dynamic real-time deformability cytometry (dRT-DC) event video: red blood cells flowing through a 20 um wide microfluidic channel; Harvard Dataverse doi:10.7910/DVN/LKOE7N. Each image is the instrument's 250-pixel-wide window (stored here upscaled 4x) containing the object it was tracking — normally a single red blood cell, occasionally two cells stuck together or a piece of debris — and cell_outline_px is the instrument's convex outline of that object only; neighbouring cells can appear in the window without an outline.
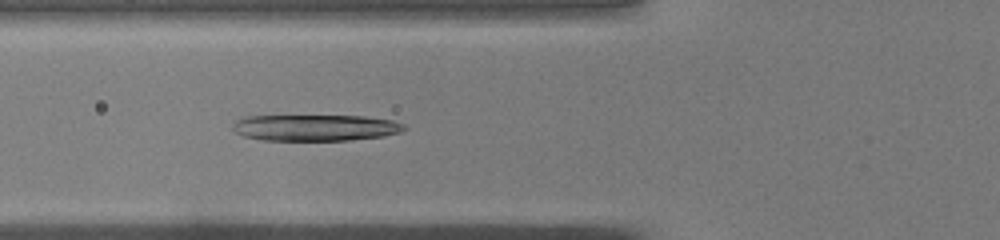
{"species": "common noctule bat (a hibernating species)", "species_latin": "Nyctalus noctula", "temperature_condition": "warm", "stored_images_in_passage": 46, "camera_frame_rate_fps": 3000, "um_per_image_px": 0.085, "animal": {"sex": "male", "body_mass_g": 19.0, "forearm_length_mm": 50.8}, "frame": {"image": 1, "passage_image": 15, "time_ms": 4.667, "image_size_px": [1000, 240], "cell_outline_px": [[408, 128], [400, 132], [384, 136], [352, 140], [260, 140], [244, 136], [232, 132], [232, 124], [236, 120], [244, 116], [364, 116], [392, 120], [404, 124]], "centroid_in_image_um": [26.78, 10.85], "position_along_channel_um": 99.0, "area_um2": 26.53}}
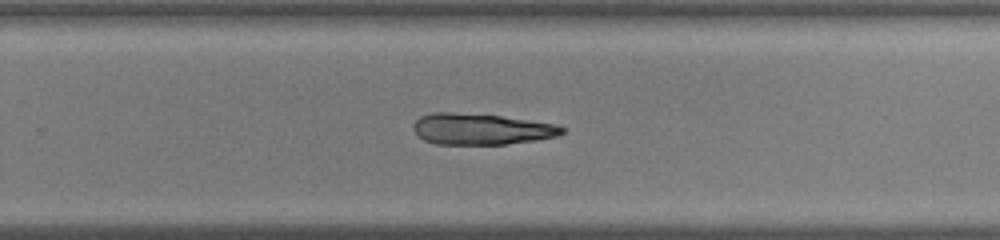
{"frame": {"image": 2, "passage_image": 29, "time_ms": 9.333, "image_size_px": [1000, 240], "cell_outline_px": [[564, 132], [556, 136], [536, 140], [504, 144], [436, 144], [424, 140], [416, 136], [412, 128], [412, 124], [420, 116], [432, 112], [452, 112], [500, 116], [556, 124], [564, 128]], "centroid_in_image_um": [40.83, 10.97], "position_along_channel_um": 289.0, "area_um2": 26.99}}
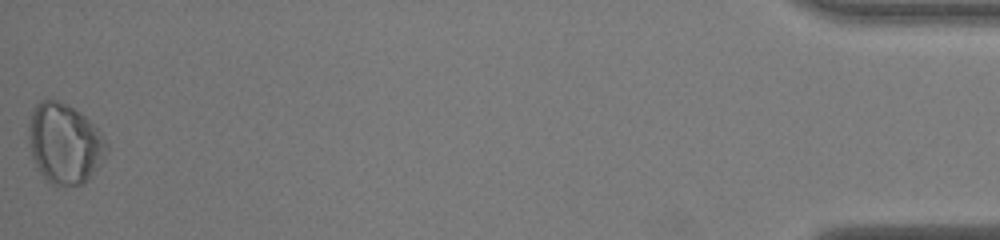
{"frame": {"image": 3, "passage_image": 46, "time_ms": 15.0, "image_size_px": [1000, 240], "cell_outline_px": [[108, 152], [104, 160], [84, 184], [52, 184], [36, 168], [32, 156], [28, 140], [28, 124], [32, 108], [40, 100], [56, 100], [72, 108], [84, 116], [100, 132], [108, 144]], "centroid_in_image_um": [5.48, 12.19], "position_along_channel_um": 429.7, "area_um2": 36.24}, "authors_computed_cell_mechanics": {"area_um2": 28.0619, "velocity_mm_per_s": 4.0778, "shape_relaxation_time_tau1_ms": 8.43, "shape_relaxation_time_tau2_ms": 2.4967, "deformation_change_tau1": 0.2436, "deformation_change_tau2": 0.1244}}